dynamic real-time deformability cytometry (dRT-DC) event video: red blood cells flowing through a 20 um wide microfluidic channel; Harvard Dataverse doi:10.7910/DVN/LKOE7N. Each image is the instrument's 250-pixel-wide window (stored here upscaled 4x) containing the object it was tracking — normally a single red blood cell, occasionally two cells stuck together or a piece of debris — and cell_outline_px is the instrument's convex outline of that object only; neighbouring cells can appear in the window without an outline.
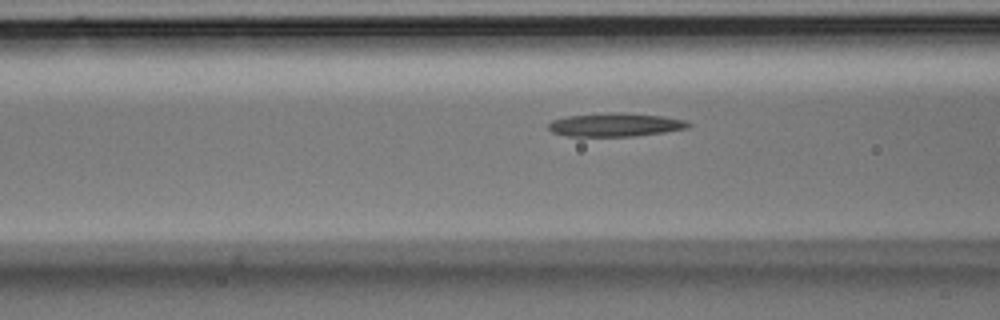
{"species": "Egyptian fruit bat (a non-hibernating species)", "species_latin": "Rousettus aegyptiacus", "temperature_condition": "room temperature", "stored_images_in_passage": 30, "camera_frame_rate_fps": 3000, "um_per_image_px": 0.085, "animal": {"sex": "male"}, "frame": {"image": 1, "passage_image": 10, "time_ms": 3.0, "image_size_px": [1000, 320], "cell_outline_px": [[692, 124], [688, 128], [664, 132], [632, 136], [568, 136], [552, 132], [548, 128], [548, 124], [552, 120], [568, 116], [608, 112], [624, 112], [664, 116], [684, 120]], "centroid_in_image_um": [52.31, 10.59], "position_along_channel_um": 114.3, "area_um2": 19.19}}
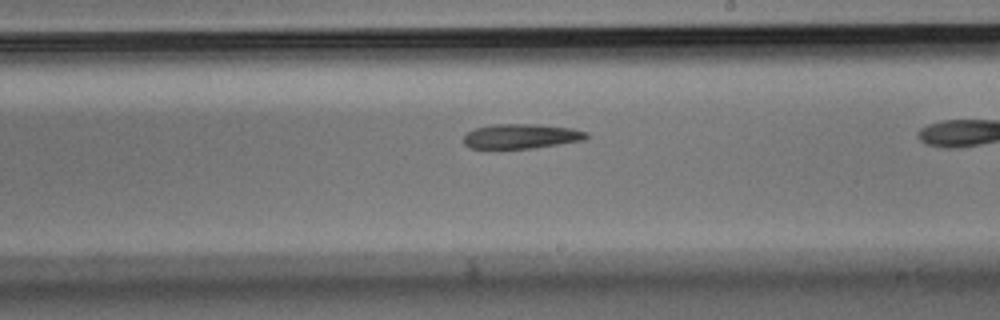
{"frame": {"image": 2, "passage_image": 20, "time_ms": 6.333, "image_size_px": [1000, 320], "cell_outline_px": [[588, 136], [584, 140], [532, 148], [468, 148], [464, 144], [464, 136], [468, 132], [476, 128], [492, 124], [540, 124], [572, 128], [588, 132]], "centroid_in_image_um": [44.31, 11.57], "position_along_channel_um": 244.7, "area_um2": 17.63}}
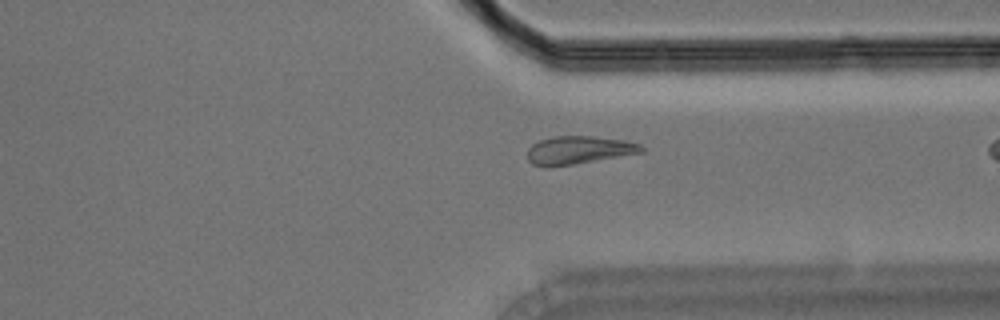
{"frame": {"image": 3, "passage_image": 29, "time_ms": 9.333, "image_size_px": [1000, 320], "cell_outline_px": [[644, 152], [572, 164], [532, 164], [528, 160], [528, 148], [532, 144], [540, 140], [552, 136], [596, 136], [624, 140], [640, 144], [644, 148]], "centroid_in_image_um": [49.24, 12.71], "position_along_channel_um": 362.2, "area_um2": 18.09}}